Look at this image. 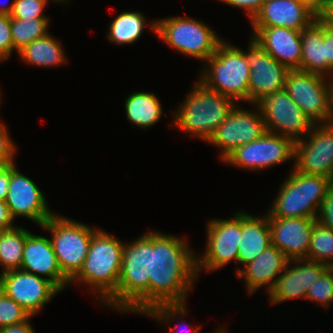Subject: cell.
Listing matches in <instances>:
<instances>
[{"label": "cell", "instance_id": "f546056e", "mask_svg": "<svg viewBox=\"0 0 333 333\" xmlns=\"http://www.w3.org/2000/svg\"><path fill=\"white\" fill-rule=\"evenodd\" d=\"M49 21V18H34L30 20L11 18V34L15 52L48 34Z\"/></svg>", "mask_w": 333, "mask_h": 333}, {"label": "cell", "instance_id": "8fae6325", "mask_svg": "<svg viewBox=\"0 0 333 333\" xmlns=\"http://www.w3.org/2000/svg\"><path fill=\"white\" fill-rule=\"evenodd\" d=\"M256 105L266 132L289 137L294 142L305 138L315 125L284 89L265 95Z\"/></svg>", "mask_w": 333, "mask_h": 333}, {"label": "cell", "instance_id": "cb8c5ba5", "mask_svg": "<svg viewBox=\"0 0 333 333\" xmlns=\"http://www.w3.org/2000/svg\"><path fill=\"white\" fill-rule=\"evenodd\" d=\"M301 64L298 70L333 80V68L325 58V22L317 17L301 31Z\"/></svg>", "mask_w": 333, "mask_h": 333}, {"label": "cell", "instance_id": "3957f363", "mask_svg": "<svg viewBox=\"0 0 333 333\" xmlns=\"http://www.w3.org/2000/svg\"><path fill=\"white\" fill-rule=\"evenodd\" d=\"M123 246V242L108 231L97 229L92 234L85 262L69 285L79 282L89 286L99 302L105 304L117 291Z\"/></svg>", "mask_w": 333, "mask_h": 333}, {"label": "cell", "instance_id": "277c9868", "mask_svg": "<svg viewBox=\"0 0 333 333\" xmlns=\"http://www.w3.org/2000/svg\"><path fill=\"white\" fill-rule=\"evenodd\" d=\"M237 102L205 87L197 80L173 112V127L207 141L225 121Z\"/></svg>", "mask_w": 333, "mask_h": 333}, {"label": "cell", "instance_id": "8992f818", "mask_svg": "<svg viewBox=\"0 0 333 333\" xmlns=\"http://www.w3.org/2000/svg\"><path fill=\"white\" fill-rule=\"evenodd\" d=\"M199 81L233 101L248 103L250 67L243 50L223 40L206 62ZM237 100V101H236Z\"/></svg>", "mask_w": 333, "mask_h": 333}, {"label": "cell", "instance_id": "e575fe53", "mask_svg": "<svg viewBox=\"0 0 333 333\" xmlns=\"http://www.w3.org/2000/svg\"><path fill=\"white\" fill-rule=\"evenodd\" d=\"M14 50L11 34V17L0 14V59L8 60Z\"/></svg>", "mask_w": 333, "mask_h": 333}, {"label": "cell", "instance_id": "681fc988", "mask_svg": "<svg viewBox=\"0 0 333 333\" xmlns=\"http://www.w3.org/2000/svg\"><path fill=\"white\" fill-rule=\"evenodd\" d=\"M215 333H228V331H227V329H226V327H223V328H219V329H217V332H215Z\"/></svg>", "mask_w": 333, "mask_h": 333}, {"label": "cell", "instance_id": "9c48e42d", "mask_svg": "<svg viewBox=\"0 0 333 333\" xmlns=\"http://www.w3.org/2000/svg\"><path fill=\"white\" fill-rule=\"evenodd\" d=\"M329 79L298 69L289 70L286 75L284 90L315 125L327 124L329 121L333 82Z\"/></svg>", "mask_w": 333, "mask_h": 333}, {"label": "cell", "instance_id": "7bdbcfd3", "mask_svg": "<svg viewBox=\"0 0 333 333\" xmlns=\"http://www.w3.org/2000/svg\"><path fill=\"white\" fill-rule=\"evenodd\" d=\"M327 25L333 28V0L324 8L319 16Z\"/></svg>", "mask_w": 333, "mask_h": 333}, {"label": "cell", "instance_id": "9a60e30c", "mask_svg": "<svg viewBox=\"0 0 333 333\" xmlns=\"http://www.w3.org/2000/svg\"><path fill=\"white\" fill-rule=\"evenodd\" d=\"M248 50L243 51L250 67L248 103L256 104L265 95L285 88L286 75L289 69L276 61L252 36Z\"/></svg>", "mask_w": 333, "mask_h": 333}, {"label": "cell", "instance_id": "1f68e13d", "mask_svg": "<svg viewBox=\"0 0 333 333\" xmlns=\"http://www.w3.org/2000/svg\"><path fill=\"white\" fill-rule=\"evenodd\" d=\"M306 299L328 308L333 303V267H328L306 292Z\"/></svg>", "mask_w": 333, "mask_h": 333}, {"label": "cell", "instance_id": "836d02e7", "mask_svg": "<svg viewBox=\"0 0 333 333\" xmlns=\"http://www.w3.org/2000/svg\"><path fill=\"white\" fill-rule=\"evenodd\" d=\"M49 0H14V7L10 15L16 19L49 18L42 13Z\"/></svg>", "mask_w": 333, "mask_h": 333}, {"label": "cell", "instance_id": "e0dca14e", "mask_svg": "<svg viewBox=\"0 0 333 333\" xmlns=\"http://www.w3.org/2000/svg\"><path fill=\"white\" fill-rule=\"evenodd\" d=\"M45 198L33 180L23 175L15 164L9 165V187L5 202L14 219L26 217L41 227L55 214Z\"/></svg>", "mask_w": 333, "mask_h": 333}, {"label": "cell", "instance_id": "ffe728a7", "mask_svg": "<svg viewBox=\"0 0 333 333\" xmlns=\"http://www.w3.org/2000/svg\"><path fill=\"white\" fill-rule=\"evenodd\" d=\"M20 269L49 280L60 291L69 285V280L62 274L50 238L44 236L31 232L27 235Z\"/></svg>", "mask_w": 333, "mask_h": 333}, {"label": "cell", "instance_id": "60d3db41", "mask_svg": "<svg viewBox=\"0 0 333 333\" xmlns=\"http://www.w3.org/2000/svg\"><path fill=\"white\" fill-rule=\"evenodd\" d=\"M325 58L333 68V28L325 23Z\"/></svg>", "mask_w": 333, "mask_h": 333}, {"label": "cell", "instance_id": "4fadbf2b", "mask_svg": "<svg viewBox=\"0 0 333 333\" xmlns=\"http://www.w3.org/2000/svg\"><path fill=\"white\" fill-rule=\"evenodd\" d=\"M306 137L295 141L293 168L333 180V125L316 124Z\"/></svg>", "mask_w": 333, "mask_h": 333}, {"label": "cell", "instance_id": "d6986e66", "mask_svg": "<svg viewBox=\"0 0 333 333\" xmlns=\"http://www.w3.org/2000/svg\"><path fill=\"white\" fill-rule=\"evenodd\" d=\"M316 221L309 218H269L271 244L289 260H308L311 234Z\"/></svg>", "mask_w": 333, "mask_h": 333}, {"label": "cell", "instance_id": "603a6c76", "mask_svg": "<svg viewBox=\"0 0 333 333\" xmlns=\"http://www.w3.org/2000/svg\"><path fill=\"white\" fill-rule=\"evenodd\" d=\"M289 259L275 246L270 245L252 262L236 269L237 278H244L245 287L252 295L261 287L269 293L282 274Z\"/></svg>", "mask_w": 333, "mask_h": 333}, {"label": "cell", "instance_id": "ab89813d", "mask_svg": "<svg viewBox=\"0 0 333 333\" xmlns=\"http://www.w3.org/2000/svg\"><path fill=\"white\" fill-rule=\"evenodd\" d=\"M9 187V165L0 161V200L5 201Z\"/></svg>", "mask_w": 333, "mask_h": 333}, {"label": "cell", "instance_id": "4316f807", "mask_svg": "<svg viewBox=\"0 0 333 333\" xmlns=\"http://www.w3.org/2000/svg\"><path fill=\"white\" fill-rule=\"evenodd\" d=\"M146 21L144 13L140 11L122 12L110 22L106 37L116 45L134 44L142 37L146 27L150 26L156 34V20L149 22L148 26Z\"/></svg>", "mask_w": 333, "mask_h": 333}, {"label": "cell", "instance_id": "ba28073f", "mask_svg": "<svg viewBox=\"0 0 333 333\" xmlns=\"http://www.w3.org/2000/svg\"><path fill=\"white\" fill-rule=\"evenodd\" d=\"M50 240L62 274L70 281L81 269L89 251L92 234L98 229L54 214L42 226Z\"/></svg>", "mask_w": 333, "mask_h": 333}, {"label": "cell", "instance_id": "f35d334b", "mask_svg": "<svg viewBox=\"0 0 333 333\" xmlns=\"http://www.w3.org/2000/svg\"><path fill=\"white\" fill-rule=\"evenodd\" d=\"M15 221L6 202L0 200V230H7L16 227Z\"/></svg>", "mask_w": 333, "mask_h": 333}, {"label": "cell", "instance_id": "f907efd6", "mask_svg": "<svg viewBox=\"0 0 333 333\" xmlns=\"http://www.w3.org/2000/svg\"><path fill=\"white\" fill-rule=\"evenodd\" d=\"M50 1H53V2H56V3H61L62 2L64 4L65 2L67 3V1H69V0H50Z\"/></svg>", "mask_w": 333, "mask_h": 333}, {"label": "cell", "instance_id": "30bf717a", "mask_svg": "<svg viewBox=\"0 0 333 333\" xmlns=\"http://www.w3.org/2000/svg\"><path fill=\"white\" fill-rule=\"evenodd\" d=\"M230 219H212L206 225V248L197 256V274L201 270H220L230 261L237 263L241 238V212H235Z\"/></svg>", "mask_w": 333, "mask_h": 333}, {"label": "cell", "instance_id": "ee69618b", "mask_svg": "<svg viewBox=\"0 0 333 333\" xmlns=\"http://www.w3.org/2000/svg\"><path fill=\"white\" fill-rule=\"evenodd\" d=\"M332 0H313V12L319 17Z\"/></svg>", "mask_w": 333, "mask_h": 333}, {"label": "cell", "instance_id": "83f0119b", "mask_svg": "<svg viewBox=\"0 0 333 333\" xmlns=\"http://www.w3.org/2000/svg\"><path fill=\"white\" fill-rule=\"evenodd\" d=\"M124 106L128 121L142 129L155 125L164 114L158 97L150 92L131 93Z\"/></svg>", "mask_w": 333, "mask_h": 333}, {"label": "cell", "instance_id": "d4e9b609", "mask_svg": "<svg viewBox=\"0 0 333 333\" xmlns=\"http://www.w3.org/2000/svg\"><path fill=\"white\" fill-rule=\"evenodd\" d=\"M271 244L268 214L253 216L241 211V238L237 263L242 268L252 262Z\"/></svg>", "mask_w": 333, "mask_h": 333}, {"label": "cell", "instance_id": "bcb514c9", "mask_svg": "<svg viewBox=\"0 0 333 333\" xmlns=\"http://www.w3.org/2000/svg\"><path fill=\"white\" fill-rule=\"evenodd\" d=\"M178 325H180V324H178ZM178 325H177V324L175 325L177 328H176V327H174V328L171 327V328H169L168 331H169L170 333H176V332H179L178 329H179L180 327H179ZM182 325H184V324H182ZM185 325H186V324H185ZM180 326H181V325H180ZM188 327L191 328V329L189 328L188 333H189L190 331H191L190 333H198V331H200V328H201L199 325H197V326H190V325H188Z\"/></svg>", "mask_w": 333, "mask_h": 333}, {"label": "cell", "instance_id": "b9f144b4", "mask_svg": "<svg viewBox=\"0 0 333 333\" xmlns=\"http://www.w3.org/2000/svg\"><path fill=\"white\" fill-rule=\"evenodd\" d=\"M31 317L33 316H30L26 321L22 323L1 328L0 333H35V330L30 324Z\"/></svg>", "mask_w": 333, "mask_h": 333}, {"label": "cell", "instance_id": "d590c367", "mask_svg": "<svg viewBox=\"0 0 333 333\" xmlns=\"http://www.w3.org/2000/svg\"><path fill=\"white\" fill-rule=\"evenodd\" d=\"M16 148L4 122L0 121V161L4 164H15Z\"/></svg>", "mask_w": 333, "mask_h": 333}, {"label": "cell", "instance_id": "52a82bcc", "mask_svg": "<svg viewBox=\"0 0 333 333\" xmlns=\"http://www.w3.org/2000/svg\"><path fill=\"white\" fill-rule=\"evenodd\" d=\"M156 34L177 52L206 62L224 40L208 24L193 17L156 19Z\"/></svg>", "mask_w": 333, "mask_h": 333}, {"label": "cell", "instance_id": "7dc6e473", "mask_svg": "<svg viewBox=\"0 0 333 333\" xmlns=\"http://www.w3.org/2000/svg\"><path fill=\"white\" fill-rule=\"evenodd\" d=\"M328 124L333 125V82H332L331 90H330V115H329Z\"/></svg>", "mask_w": 333, "mask_h": 333}, {"label": "cell", "instance_id": "8d00e7d4", "mask_svg": "<svg viewBox=\"0 0 333 333\" xmlns=\"http://www.w3.org/2000/svg\"><path fill=\"white\" fill-rule=\"evenodd\" d=\"M317 222L333 230V185L325 194L317 217Z\"/></svg>", "mask_w": 333, "mask_h": 333}, {"label": "cell", "instance_id": "d6a6232c", "mask_svg": "<svg viewBox=\"0 0 333 333\" xmlns=\"http://www.w3.org/2000/svg\"><path fill=\"white\" fill-rule=\"evenodd\" d=\"M30 314L0 289V329L26 321Z\"/></svg>", "mask_w": 333, "mask_h": 333}, {"label": "cell", "instance_id": "7402d4cb", "mask_svg": "<svg viewBox=\"0 0 333 333\" xmlns=\"http://www.w3.org/2000/svg\"><path fill=\"white\" fill-rule=\"evenodd\" d=\"M252 37L280 64L289 70L300 68L301 31L285 27H252Z\"/></svg>", "mask_w": 333, "mask_h": 333}, {"label": "cell", "instance_id": "44dd1931", "mask_svg": "<svg viewBox=\"0 0 333 333\" xmlns=\"http://www.w3.org/2000/svg\"><path fill=\"white\" fill-rule=\"evenodd\" d=\"M317 15L297 0H266L250 22L252 27H285L302 31Z\"/></svg>", "mask_w": 333, "mask_h": 333}, {"label": "cell", "instance_id": "c3c4849f", "mask_svg": "<svg viewBox=\"0 0 333 333\" xmlns=\"http://www.w3.org/2000/svg\"><path fill=\"white\" fill-rule=\"evenodd\" d=\"M303 4H305L308 8L313 11V0H297Z\"/></svg>", "mask_w": 333, "mask_h": 333}, {"label": "cell", "instance_id": "484cf974", "mask_svg": "<svg viewBox=\"0 0 333 333\" xmlns=\"http://www.w3.org/2000/svg\"><path fill=\"white\" fill-rule=\"evenodd\" d=\"M17 54L25 63L40 68L57 67L68 62L63 46L51 33L25 45Z\"/></svg>", "mask_w": 333, "mask_h": 333}, {"label": "cell", "instance_id": "5bb4252c", "mask_svg": "<svg viewBox=\"0 0 333 333\" xmlns=\"http://www.w3.org/2000/svg\"><path fill=\"white\" fill-rule=\"evenodd\" d=\"M254 106L256 111H249L237 104L208 140L221 149L222 161L237 147L260 138L266 132L262 113L256 104Z\"/></svg>", "mask_w": 333, "mask_h": 333}, {"label": "cell", "instance_id": "ac0fdd59", "mask_svg": "<svg viewBox=\"0 0 333 333\" xmlns=\"http://www.w3.org/2000/svg\"><path fill=\"white\" fill-rule=\"evenodd\" d=\"M290 263H293V266H290ZM327 268V265L307 259L289 260L268 293L269 302L273 305L298 297L306 299L307 290Z\"/></svg>", "mask_w": 333, "mask_h": 333}, {"label": "cell", "instance_id": "7a4b0ae2", "mask_svg": "<svg viewBox=\"0 0 333 333\" xmlns=\"http://www.w3.org/2000/svg\"><path fill=\"white\" fill-rule=\"evenodd\" d=\"M151 275V231L124 243L120 278L116 293L104 304L123 313L149 312Z\"/></svg>", "mask_w": 333, "mask_h": 333}, {"label": "cell", "instance_id": "7c38bea8", "mask_svg": "<svg viewBox=\"0 0 333 333\" xmlns=\"http://www.w3.org/2000/svg\"><path fill=\"white\" fill-rule=\"evenodd\" d=\"M294 145L289 137L265 132L260 138L237 147L223 161L232 167L262 171L294 159Z\"/></svg>", "mask_w": 333, "mask_h": 333}, {"label": "cell", "instance_id": "6da1fadb", "mask_svg": "<svg viewBox=\"0 0 333 333\" xmlns=\"http://www.w3.org/2000/svg\"><path fill=\"white\" fill-rule=\"evenodd\" d=\"M188 245L185 238L151 230L149 312L145 316L163 325L170 326L188 312L186 298L198 278L197 253Z\"/></svg>", "mask_w": 333, "mask_h": 333}, {"label": "cell", "instance_id": "5b68a950", "mask_svg": "<svg viewBox=\"0 0 333 333\" xmlns=\"http://www.w3.org/2000/svg\"><path fill=\"white\" fill-rule=\"evenodd\" d=\"M332 185L330 178L305 174L293 168L267 210L268 218L317 219L325 194Z\"/></svg>", "mask_w": 333, "mask_h": 333}, {"label": "cell", "instance_id": "f1b7e54d", "mask_svg": "<svg viewBox=\"0 0 333 333\" xmlns=\"http://www.w3.org/2000/svg\"><path fill=\"white\" fill-rule=\"evenodd\" d=\"M29 233L27 229L18 225L0 231V265L2 266L0 274L20 269L23 248Z\"/></svg>", "mask_w": 333, "mask_h": 333}, {"label": "cell", "instance_id": "2e32d148", "mask_svg": "<svg viewBox=\"0 0 333 333\" xmlns=\"http://www.w3.org/2000/svg\"><path fill=\"white\" fill-rule=\"evenodd\" d=\"M0 289L30 316L38 314L61 292L49 280L21 269L0 274Z\"/></svg>", "mask_w": 333, "mask_h": 333}, {"label": "cell", "instance_id": "4dcf8cb0", "mask_svg": "<svg viewBox=\"0 0 333 333\" xmlns=\"http://www.w3.org/2000/svg\"><path fill=\"white\" fill-rule=\"evenodd\" d=\"M308 260L333 267V230L317 221L311 234Z\"/></svg>", "mask_w": 333, "mask_h": 333}, {"label": "cell", "instance_id": "f6af8a7d", "mask_svg": "<svg viewBox=\"0 0 333 333\" xmlns=\"http://www.w3.org/2000/svg\"><path fill=\"white\" fill-rule=\"evenodd\" d=\"M13 7H14V0H12V2H10V4H1L0 5V14H3V15H11L12 13V10H13Z\"/></svg>", "mask_w": 333, "mask_h": 333}, {"label": "cell", "instance_id": "74e56055", "mask_svg": "<svg viewBox=\"0 0 333 333\" xmlns=\"http://www.w3.org/2000/svg\"><path fill=\"white\" fill-rule=\"evenodd\" d=\"M232 7L242 8L251 22L257 13L261 10L266 0H220Z\"/></svg>", "mask_w": 333, "mask_h": 333}]
</instances>
